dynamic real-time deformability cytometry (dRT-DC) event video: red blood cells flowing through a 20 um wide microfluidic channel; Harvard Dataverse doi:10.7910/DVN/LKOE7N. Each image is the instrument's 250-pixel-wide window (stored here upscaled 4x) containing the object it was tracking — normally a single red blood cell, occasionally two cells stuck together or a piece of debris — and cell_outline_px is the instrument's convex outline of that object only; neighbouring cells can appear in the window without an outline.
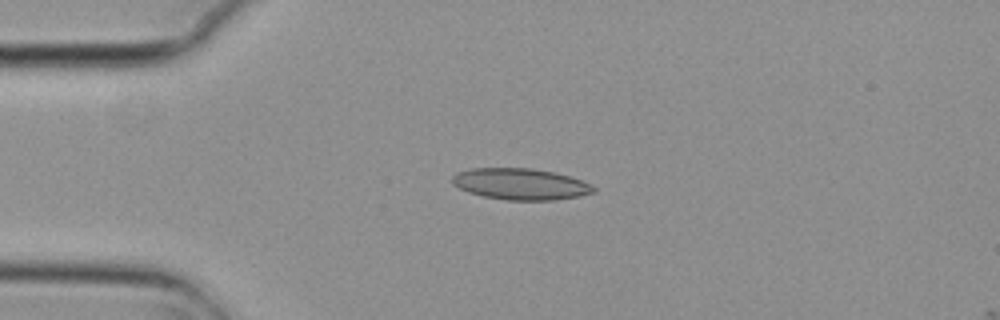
{"species": "common noctule bat (a hibernating species)", "species_latin": "Nyctalus noctula", "temperature_condition": "cold", "stored_images_in_passage": 5, "camera_frame_rate_fps": 3000, "um_per_image_px": 0.085, "animal": {"sex": "female", "body_mass_g": 29.2, "forearm_length_mm": 56.3}, "frame": {"image": 1, "passage_image": 4, "time_ms": 1.0, "image_size_px": [1000, 320], "cell_outline_px": [[596, 192], [580, 196], [556, 200], [508, 200], [484, 196], [468, 192], [452, 184], [452, 176], [456, 172], [472, 168], [528, 168], [556, 172], [580, 180], [596, 188]], "centroid_in_image_um": [44.23, 15.64], "position_along_channel_um": 40.8, "area_um2": 25.78}}